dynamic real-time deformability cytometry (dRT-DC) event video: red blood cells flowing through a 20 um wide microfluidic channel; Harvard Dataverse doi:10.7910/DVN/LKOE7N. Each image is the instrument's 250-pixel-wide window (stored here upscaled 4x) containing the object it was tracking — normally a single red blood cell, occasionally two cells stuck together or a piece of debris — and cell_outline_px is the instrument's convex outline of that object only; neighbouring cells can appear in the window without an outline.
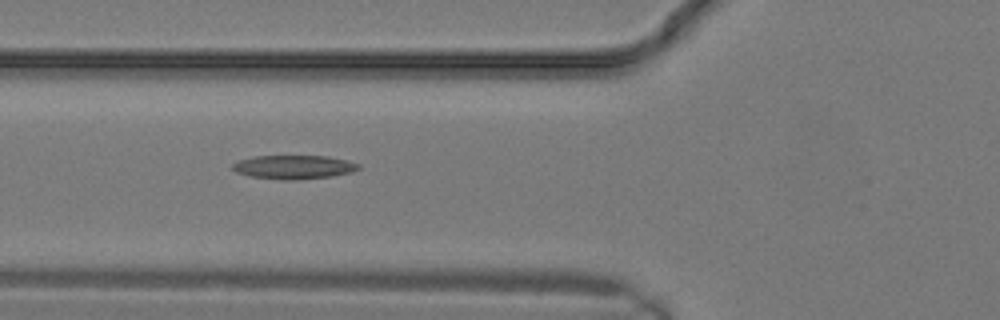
{"species": "common noctule bat (a hibernating species)", "species_latin": "Nyctalus noctula", "temperature_condition": "warm", "stored_images_in_passage": 13, "camera_frame_rate_fps": 3000, "um_per_image_px": 0.085, "animal": {"sex": "male", "body_mass_g": 19.2, "forearm_length_mm": 51.8}, "frame": {"image": 1, "passage_image": 10, "time_ms": 3.0, "image_size_px": [1000, 320], "cell_outline_px": [[360, 168], [352, 172], [332, 176], [296, 180], [284, 180], [248, 176], [236, 172], [232, 168], [232, 164], [240, 160], [256, 156], [328, 156], [348, 160], [360, 164]], "centroid_in_image_um": [25.0, 14.2], "position_along_channel_um": 100.8, "area_um2": 17.51}}
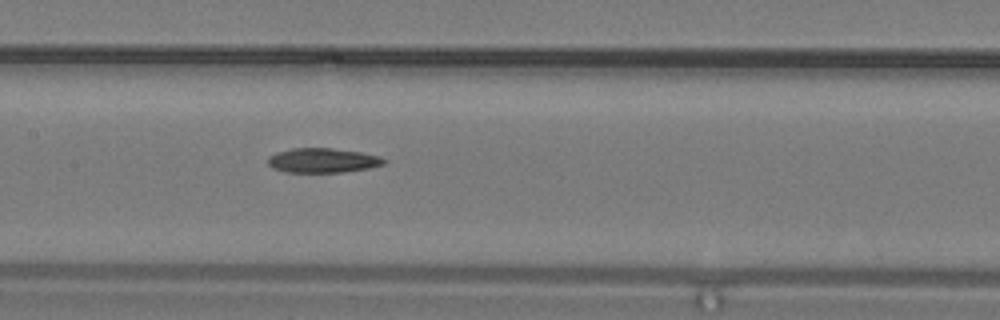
{"frame": {"image": 2, "passage_image": 13, "time_ms": 4.0, "image_size_px": [1000, 320], "cell_outline_px": [[388, 160], [384, 164], [368, 168], [344, 172], [288, 172], [272, 168], [268, 164], [268, 156], [276, 152], [292, 148], [332, 148], [360, 152], [380, 156]], "centroid_in_image_um": [27.43, 13.63], "position_along_channel_um": 180.0, "area_um2": 16.65}}